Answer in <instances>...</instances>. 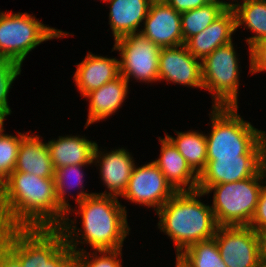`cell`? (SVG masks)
<instances>
[{"mask_svg":"<svg viewBox=\"0 0 266 267\" xmlns=\"http://www.w3.org/2000/svg\"><path fill=\"white\" fill-rule=\"evenodd\" d=\"M66 214L57 203L55 178L13 171L0 184V229L59 228Z\"/></svg>","mask_w":266,"mask_h":267,"instance_id":"cell-1","label":"cell"},{"mask_svg":"<svg viewBox=\"0 0 266 267\" xmlns=\"http://www.w3.org/2000/svg\"><path fill=\"white\" fill-rule=\"evenodd\" d=\"M77 205L79 211H75L81 215L82 230L77 229V225H74L77 222L70 220L68 214L59 227L72 251L78 252L77 247L81 243H88L91 249L98 252L122 249L130 228L126 207L120 204L118 197L94 194Z\"/></svg>","mask_w":266,"mask_h":267,"instance_id":"cell-2","label":"cell"},{"mask_svg":"<svg viewBox=\"0 0 266 267\" xmlns=\"http://www.w3.org/2000/svg\"><path fill=\"white\" fill-rule=\"evenodd\" d=\"M199 190L177 191L157 212L158 228L176 247V257L190 245L215 236L218 224L211 206L198 198Z\"/></svg>","mask_w":266,"mask_h":267,"instance_id":"cell-3","label":"cell"},{"mask_svg":"<svg viewBox=\"0 0 266 267\" xmlns=\"http://www.w3.org/2000/svg\"><path fill=\"white\" fill-rule=\"evenodd\" d=\"M237 106H212L211 133L206 135L207 160L266 155V133L238 115Z\"/></svg>","mask_w":266,"mask_h":267,"instance_id":"cell-4","label":"cell"},{"mask_svg":"<svg viewBox=\"0 0 266 267\" xmlns=\"http://www.w3.org/2000/svg\"><path fill=\"white\" fill-rule=\"evenodd\" d=\"M0 242L21 267H58L72 251L59 228H4Z\"/></svg>","mask_w":266,"mask_h":267,"instance_id":"cell-5","label":"cell"},{"mask_svg":"<svg viewBox=\"0 0 266 267\" xmlns=\"http://www.w3.org/2000/svg\"><path fill=\"white\" fill-rule=\"evenodd\" d=\"M265 178L266 164L250 178L212 185L204 192L214 191L211 209L218 226H249Z\"/></svg>","mask_w":266,"mask_h":267,"instance_id":"cell-6","label":"cell"},{"mask_svg":"<svg viewBox=\"0 0 266 267\" xmlns=\"http://www.w3.org/2000/svg\"><path fill=\"white\" fill-rule=\"evenodd\" d=\"M68 35V32L49 27L26 12H0V56L21 65L28 53L42 42Z\"/></svg>","mask_w":266,"mask_h":267,"instance_id":"cell-7","label":"cell"},{"mask_svg":"<svg viewBox=\"0 0 266 267\" xmlns=\"http://www.w3.org/2000/svg\"><path fill=\"white\" fill-rule=\"evenodd\" d=\"M238 61L232 41L216 48L201 60L202 89H207L213 96L212 106L238 107Z\"/></svg>","mask_w":266,"mask_h":267,"instance_id":"cell-8","label":"cell"},{"mask_svg":"<svg viewBox=\"0 0 266 267\" xmlns=\"http://www.w3.org/2000/svg\"><path fill=\"white\" fill-rule=\"evenodd\" d=\"M114 50L120 52V75L128 83L130 77L146 83L158 81L160 46L136 32L115 40Z\"/></svg>","mask_w":266,"mask_h":267,"instance_id":"cell-9","label":"cell"},{"mask_svg":"<svg viewBox=\"0 0 266 267\" xmlns=\"http://www.w3.org/2000/svg\"><path fill=\"white\" fill-rule=\"evenodd\" d=\"M214 238L227 267H261V234L251 227L218 226Z\"/></svg>","mask_w":266,"mask_h":267,"instance_id":"cell-10","label":"cell"},{"mask_svg":"<svg viewBox=\"0 0 266 267\" xmlns=\"http://www.w3.org/2000/svg\"><path fill=\"white\" fill-rule=\"evenodd\" d=\"M177 191L152 161L134 166L128 186L121 197L131 203L152 207L157 212Z\"/></svg>","mask_w":266,"mask_h":267,"instance_id":"cell-11","label":"cell"},{"mask_svg":"<svg viewBox=\"0 0 266 267\" xmlns=\"http://www.w3.org/2000/svg\"><path fill=\"white\" fill-rule=\"evenodd\" d=\"M265 164L266 155H240L207 160L205 169L198 176L197 190L205 192L212 185L250 178Z\"/></svg>","mask_w":266,"mask_h":267,"instance_id":"cell-12","label":"cell"},{"mask_svg":"<svg viewBox=\"0 0 266 267\" xmlns=\"http://www.w3.org/2000/svg\"><path fill=\"white\" fill-rule=\"evenodd\" d=\"M201 60L194 57L186 45L161 47L159 54L158 81L203 88Z\"/></svg>","mask_w":266,"mask_h":267,"instance_id":"cell-13","label":"cell"},{"mask_svg":"<svg viewBox=\"0 0 266 267\" xmlns=\"http://www.w3.org/2000/svg\"><path fill=\"white\" fill-rule=\"evenodd\" d=\"M140 33L160 47L183 45L181 13L164 0H153Z\"/></svg>","mask_w":266,"mask_h":267,"instance_id":"cell-14","label":"cell"},{"mask_svg":"<svg viewBox=\"0 0 266 267\" xmlns=\"http://www.w3.org/2000/svg\"><path fill=\"white\" fill-rule=\"evenodd\" d=\"M135 160L127 149H113L109 153L101 152L98 144L95 147L93 163L100 166V175L105 187L109 192L95 193L98 195H109L121 197L125 192Z\"/></svg>","mask_w":266,"mask_h":267,"instance_id":"cell-15","label":"cell"},{"mask_svg":"<svg viewBox=\"0 0 266 267\" xmlns=\"http://www.w3.org/2000/svg\"><path fill=\"white\" fill-rule=\"evenodd\" d=\"M236 30L235 13L231 7H228L202 32L189 38L185 45L194 57L202 60L216 48L230 43L233 40L232 34Z\"/></svg>","mask_w":266,"mask_h":267,"instance_id":"cell-16","label":"cell"},{"mask_svg":"<svg viewBox=\"0 0 266 267\" xmlns=\"http://www.w3.org/2000/svg\"><path fill=\"white\" fill-rule=\"evenodd\" d=\"M161 143V153L153 162L165 175L166 180L176 191L197 190L198 175L186 162L172 142L165 138H158Z\"/></svg>","mask_w":266,"mask_h":267,"instance_id":"cell-17","label":"cell"},{"mask_svg":"<svg viewBox=\"0 0 266 267\" xmlns=\"http://www.w3.org/2000/svg\"><path fill=\"white\" fill-rule=\"evenodd\" d=\"M76 66L73 78L82 97L120 76L118 59L94 55L91 52Z\"/></svg>","mask_w":266,"mask_h":267,"instance_id":"cell-18","label":"cell"},{"mask_svg":"<svg viewBox=\"0 0 266 267\" xmlns=\"http://www.w3.org/2000/svg\"><path fill=\"white\" fill-rule=\"evenodd\" d=\"M128 86V81L120 75L115 80L87 93L84 97L89 100V112L85 129L115 113L127 98Z\"/></svg>","mask_w":266,"mask_h":267,"instance_id":"cell-19","label":"cell"},{"mask_svg":"<svg viewBox=\"0 0 266 267\" xmlns=\"http://www.w3.org/2000/svg\"><path fill=\"white\" fill-rule=\"evenodd\" d=\"M40 137L27 132L22 137L14 171L35 174L41 178H54L55 169L47 143Z\"/></svg>","mask_w":266,"mask_h":267,"instance_id":"cell-20","label":"cell"},{"mask_svg":"<svg viewBox=\"0 0 266 267\" xmlns=\"http://www.w3.org/2000/svg\"><path fill=\"white\" fill-rule=\"evenodd\" d=\"M153 0H107L110 3L109 25L114 41L120 37L140 32Z\"/></svg>","mask_w":266,"mask_h":267,"instance_id":"cell-21","label":"cell"},{"mask_svg":"<svg viewBox=\"0 0 266 267\" xmlns=\"http://www.w3.org/2000/svg\"><path fill=\"white\" fill-rule=\"evenodd\" d=\"M96 145V142L79 135L59 136L57 140L47 142L54 169L67 165L93 164Z\"/></svg>","mask_w":266,"mask_h":267,"instance_id":"cell-22","label":"cell"},{"mask_svg":"<svg viewBox=\"0 0 266 267\" xmlns=\"http://www.w3.org/2000/svg\"><path fill=\"white\" fill-rule=\"evenodd\" d=\"M236 18V28L243 24L254 36L246 39L249 49L257 42L266 39V0H243L242 4L231 3Z\"/></svg>","mask_w":266,"mask_h":267,"instance_id":"cell-23","label":"cell"},{"mask_svg":"<svg viewBox=\"0 0 266 267\" xmlns=\"http://www.w3.org/2000/svg\"><path fill=\"white\" fill-rule=\"evenodd\" d=\"M177 137L171 135L166 137L172 142L180 154L186 159L188 165L199 176L207 164V142L206 135L199 131L178 132Z\"/></svg>","mask_w":266,"mask_h":267,"instance_id":"cell-24","label":"cell"},{"mask_svg":"<svg viewBox=\"0 0 266 267\" xmlns=\"http://www.w3.org/2000/svg\"><path fill=\"white\" fill-rule=\"evenodd\" d=\"M231 2H208L205 6L181 13V29L183 42L192 36L202 32L214 20H216Z\"/></svg>","mask_w":266,"mask_h":267,"instance_id":"cell-25","label":"cell"},{"mask_svg":"<svg viewBox=\"0 0 266 267\" xmlns=\"http://www.w3.org/2000/svg\"><path fill=\"white\" fill-rule=\"evenodd\" d=\"M90 164H75V165H67L61 168L55 169L54 178H55V187H56V195H57V203L58 205L66 212L70 213L73 209H71V205L66 201V193L68 192V188H76L81 186L80 193L77 194L75 198L76 203L83 201L85 198L89 196H93L95 193H86L83 189V172L82 167ZM67 190V191H66Z\"/></svg>","mask_w":266,"mask_h":267,"instance_id":"cell-26","label":"cell"},{"mask_svg":"<svg viewBox=\"0 0 266 267\" xmlns=\"http://www.w3.org/2000/svg\"><path fill=\"white\" fill-rule=\"evenodd\" d=\"M176 258L184 267H227L214 237L190 245Z\"/></svg>","mask_w":266,"mask_h":267,"instance_id":"cell-27","label":"cell"},{"mask_svg":"<svg viewBox=\"0 0 266 267\" xmlns=\"http://www.w3.org/2000/svg\"><path fill=\"white\" fill-rule=\"evenodd\" d=\"M25 135H0V184L14 171L17 162L18 150L22 137Z\"/></svg>","mask_w":266,"mask_h":267,"instance_id":"cell-28","label":"cell"},{"mask_svg":"<svg viewBox=\"0 0 266 267\" xmlns=\"http://www.w3.org/2000/svg\"><path fill=\"white\" fill-rule=\"evenodd\" d=\"M21 64L0 56V114H11L8 94L13 81L21 74Z\"/></svg>","mask_w":266,"mask_h":267,"instance_id":"cell-29","label":"cell"},{"mask_svg":"<svg viewBox=\"0 0 266 267\" xmlns=\"http://www.w3.org/2000/svg\"><path fill=\"white\" fill-rule=\"evenodd\" d=\"M122 249L111 250V251H98L86 252L84 248L78 249L79 260L81 267H122V261L119 256H122Z\"/></svg>","mask_w":266,"mask_h":267,"instance_id":"cell-30","label":"cell"},{"mask_svg":"<svg viewBox=\"0 0 266 267\" xmlns=\"http://www.w3.org/2000/svg\"><path fill=\"white\" fill-rule=\"evenodd\" d=\"M266 184V181L265 183ZM260 191L257 206L249 227L254 229L258 234H263L266 232V185Z\"/></svg>","mask_w":266,"mask_h":267,"instance_id":"cell-31","label":"cell"},{"mask_svg":"<svg viewBox=\"0 0 266 267\" xmlns=\"http://www.w3.org/2000/svg\"><path fill=\"white\" fill-rule=\"evenodd\" d=\"M250 73H258L266 70V39L255 43L249 49Z\"/></svg>","mask_w":266,"mask_h":267,"instance_id":"cell-32","label":"cell"},{"mask_svg":"<svg viewBox=\"0 0 266 267\" xmlns=\"http://www.w3.org/2000/svg\"><path fill=\"white\" fill-rule=\"evenodd\" d=\"M169 6L173 7L177 12L183 13L205 6L208 0H164Z\"/></svg>","mask_w":266,"mask_h":267,"instance_id":"cell-33","label":"cell"},{"mask_svg":"<svg viewBox=\"0 0 266 267\" xmlns=\"http://www.w3.org/2000/svg\"><path fill=\"white\" fill-rule=\"evenodd\" d=\"M0 267H21L19 260L1 242Z\"/></svg>","mask_w":266,"mask_h":267,"instance_id":"cell-34","label":"cell"},{"mask_svg":"<svg viewBox=\"0 0 266 267\" xmlns=\"http://www.w3.org/2000/svg\"><path fill=\"white\" fill-rule=\"evenodd\" d=\"M58 267H81L79 253L71 251L60 263Z\"/></svg>","mask_w":266,"mask_h":267,"instance_id":"cell-35","label":"cell"},{"mask_svg":"<svg viewBox=\"0 0 266 267\" xmlns=\"http://www.w3.org/2000/svg\"><path fill=\"white\" fill-rule=\"evenodd\" d=\"M262 240V263L266 264V232L261 234Z\"/></svg>","mask_w":266,"mask_h":267,"instance_id":"cell-36","label":"cell"},{"mask_svg":"<svg viewBox=\"0 0 266 267\" xmlns=\"http://www.w3.org/2000/svg\"><path fill=\"white\" fill-rule=\"evenodd\" d=\"M7 115L8 114H0V135L4 131V128H3V126H4V120H6L5 118H6Z\"/></svg>","mask_w":266,"mask_h":267,"instance_id":"cell-37","label":"cell"},{"mask_svg":"<svg viewBox=\"0 0 266 267\" xmlns=\"http://www.w3.org/2000/svg\"><path fill=\"white\" fill-rule=\"evenodd\" d=\"M175 264H176L175 267H184L182 265V263L177 258H176V263Z\"/></svg>","mask_w":266,"mask_h":267,"instance_id":"cell-38","label":"cell"},{"mask_svg":"<svg viewBox=\"0 0 266 267\" xmlns=\"http://www.w3.org/2000/svg\"><path fill=\"white\" fill-rule=\"evenodd\" d=\"M209 2H223L224 0H208Z\"/></svg>","mask_w":266,"mask_h":267,"instance_id":"cell-39","label":"cell"},{"mask_svg":"<svg viewBox=\"0 0 266 267\" xmlns=\"http://www.w3.org/2000/svg\"><path fill=\"white\" fill-rule=\"evenodd\" d=\"M261 267H266V264L262 263V264H261Z\"/></svg>","mask_w":266,"mask_h":267,"instance_id":"cell-40","label":"cell"}]
</instances>
